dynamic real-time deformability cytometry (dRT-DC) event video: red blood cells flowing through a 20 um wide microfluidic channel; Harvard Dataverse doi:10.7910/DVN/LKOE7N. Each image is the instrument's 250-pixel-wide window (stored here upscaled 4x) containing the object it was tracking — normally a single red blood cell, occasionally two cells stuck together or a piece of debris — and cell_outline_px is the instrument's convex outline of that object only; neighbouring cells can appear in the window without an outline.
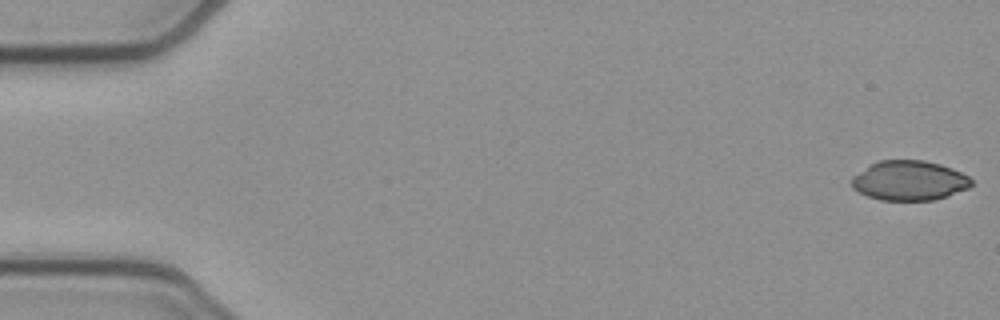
{"species": "common noctule bat (a hibernating species)", "species_latin": "Nyctalus noctula", "temperature_condition": "cold", "stored_images_in_passage": 52, "camera_frame_rate_fps": 3000, "um_per_image_px": 0.085, "animal": {"sex": "female", "body_mass_g": 21.9}, "frame": {"image": 1, "passage_image": 1, "time_ms": 0.0, "image_size_px": [1000, 320], "cell_outline_px": [[972, 184], [968, 188], [932, 200], [880, 200], [868, 196], [852, 188], [852, 176], [872, 164], [880, 160], [924, 160], [940, 164], [960, 172], [968, 176], [972, 180]], "centroid_in_image_um": [77.27, 15.34], "position_along_channel_um": 7.7, "area_um2": 27.34}}
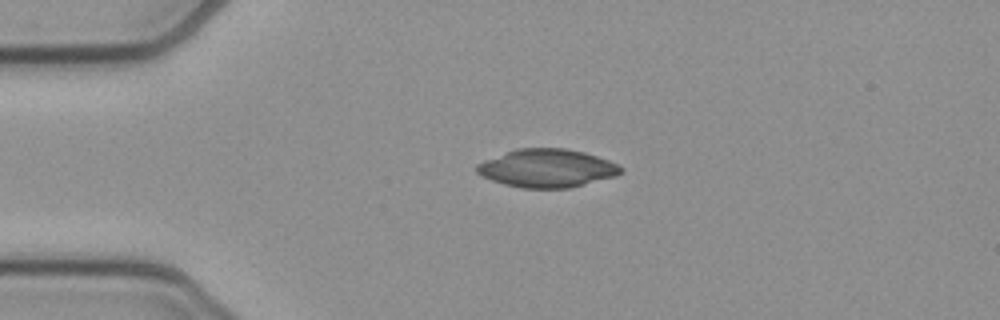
{"frame": {"image": 2, "passage_image": 12, "time_ms": 3.667, "image_size_px": [1000, 320], "cell_outline_px": [[624, 172], [616, 176], [568, 188], [524, 188], [504, 184], [480, 176], [476, 172], [476, 164], [484, 160], [516, 148], [564, 148], [584, 152], [608, 160], [624, 168]], "centroid_in_image_um": [46.48, 14.29], "position_along_channel_um": 38.5, "area_um2": 32.08}}
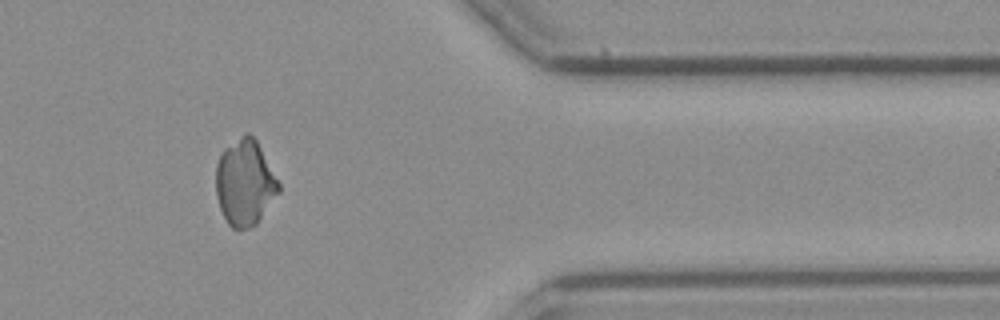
{"frame": {"image": 3, "passage_image": 43, "time_ms": 14.0, "image_size_px": [1000, 320], "cell_outline_px": [[280, 192], [256, 224], [248, 228], [232, 228], [228, 224], [220, 208], [216, 196], [216, 164], [224, 148], [248, 132], [256, 140], [280, 184]], "centroid_in_image_um": [20.81, 15.54], "position_along_channel_um": 390.6, "area_um2": 31.1}}